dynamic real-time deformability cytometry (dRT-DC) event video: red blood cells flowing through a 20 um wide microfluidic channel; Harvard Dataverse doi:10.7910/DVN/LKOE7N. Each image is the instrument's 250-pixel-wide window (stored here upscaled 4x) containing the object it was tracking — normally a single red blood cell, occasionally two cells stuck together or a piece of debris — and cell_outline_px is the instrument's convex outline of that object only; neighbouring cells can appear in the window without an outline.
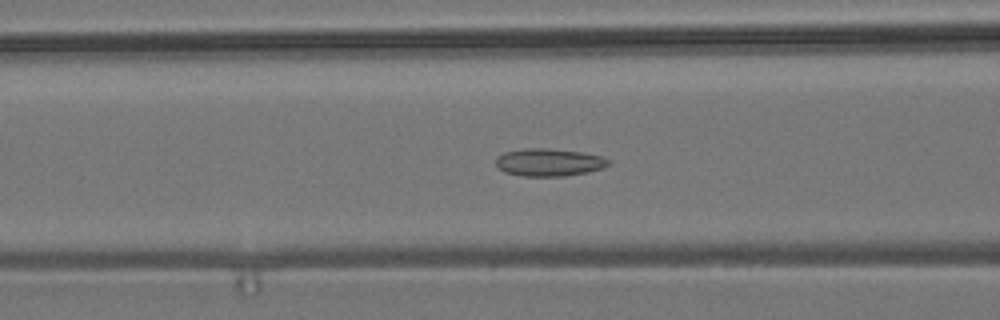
{"species": "common noctule bat (a hibernating species)", "species_latin": "Nyctalus noctula", "temperature_condition": "room temperature", "stored_images_in_passage": 54, "camera_frame_rate_fps": 3000, "um_per_image_px": 0.085, "animal": {"sex": "male", "body_mass_g": 19.2, "forearm_length_mm": 51.8}, "frame": {"image": 1, "passage_image": 21, "time_ms": 6.667, "image_size_px": [1000, 320], "cell_outline_px": [[612, 164], [588, 172], [564, 176], [520, 176], [504, 172], [496, 164], [496, 156], [504, 152], [524, 148], [548, 148], [584, 152], [604, 156], [612, 160]], "centroid_in_image_um": [46.7, 13.79], "position_along_channel_um": 119.9, "area_um2": 18.44}}
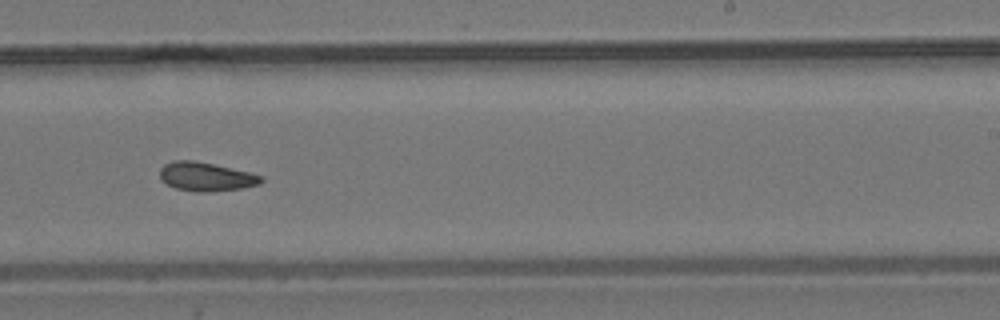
{"frame": {"image": 2, "passage_image": 33, "time_ms": 10.667, "image_size_px": [1000, 320], "cell_outline_px": [[264, 180], [260, 184], [240, 188], [208, 192], [196, 192], [176, 188], [160, 180], [160, 168], [164, 164], [176, 160], [192, 160], [212, 164], [248, 172], [264, 176]], "centroid_in_image_um": [17.5, 15.02], "position_along_channel_um": 271.5, "area_um2": 16.88}}
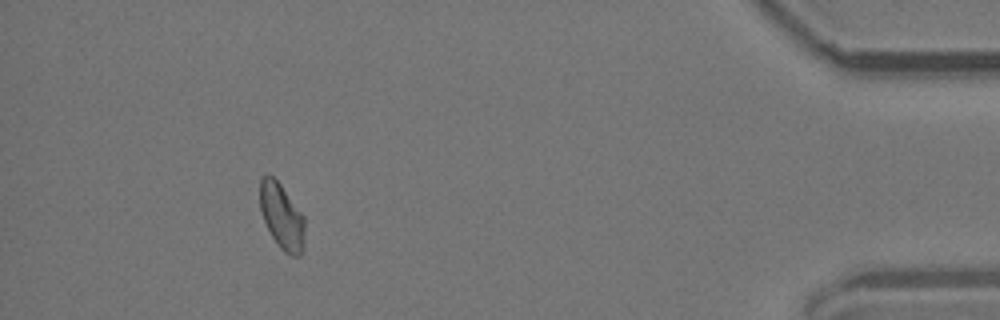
{"frame": {"image": 3, "passage_image": 49, "time_ms": 16.0, "image_size_px": [1000, 320], "cell_outline_px": [[304, 248], [300, 256], [292, 256], [284, 252], [280, 248], [272, 236], [264, 220], [260, 208], [260, 180], [268, 172], [280, 184], [304, 216]], "centroid_in_image_um": [23.96, 18.41], "position_along_channel_um": 411.2, "area_um2": 17.05}, "authors_computed_cell_mechanics": {"area_um2": 17.2244, "velocity_mm_per_s": 3.8064, "shape_relaxation_time_tau1_ms": null, "shape_relaxation_time_tau2_ms": 3.9326, "deformation_change_tau1": null, "deformation_change_tau2": 0.0847}}